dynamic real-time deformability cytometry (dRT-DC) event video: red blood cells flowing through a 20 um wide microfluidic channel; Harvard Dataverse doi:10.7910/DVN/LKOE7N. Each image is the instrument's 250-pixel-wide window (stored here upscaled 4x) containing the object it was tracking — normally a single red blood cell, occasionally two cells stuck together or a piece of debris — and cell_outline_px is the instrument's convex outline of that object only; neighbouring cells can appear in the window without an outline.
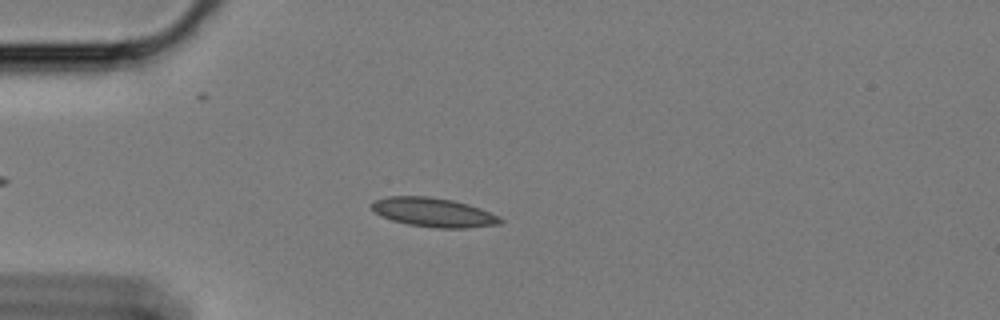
{"species": "Egyptian fruit bat (a non-hibernating species)", "species_latin": "Rousettus aegyptiacus", "temperature_condition": "cold", "stored_images_in_passage": 41, "camera_frame_rate_fps": 3000, "um_per_image_px": 0.085, "animal": {"sex": "female"}, "frame": {"image": 1, "passage_image": 15, "time_ms": 4.667, "image_size_px": [1000, 320], "cell_outline_px": [[504, 220], [500, 224], [468, 228], [436, 228], [408, 224], [392, 220], [372, 212], [368, 204], [376, 200], [388, 196], [428, 196], [452, 200], [468, 204], [480, 208], [500, 216]], "centroid_in_image_um": [36.83, 18.05], "position_along_channel_um": 48.2, "area_um2": 22.02}}
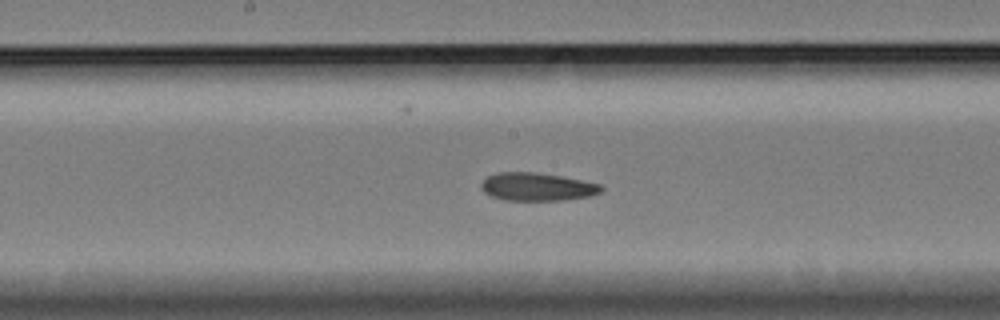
{"frame": {"image": 2, "passage_image": 30, "time_ms": 9.667, "image_size_px": [1000, 320], "cell_outline_px": [[604, 188], [600, 192], [592, 196], [560, 200], [504, 200], [492, 196], [484, 192], [480, 188], [480, 184], [488, 176], [496, 172], [536, 172], [560, 176], [600, 184]], "centroid_in_image_um": [45.63, 15.87], "position_along_channel_um": 202.6, "area_um2": 19.54}}
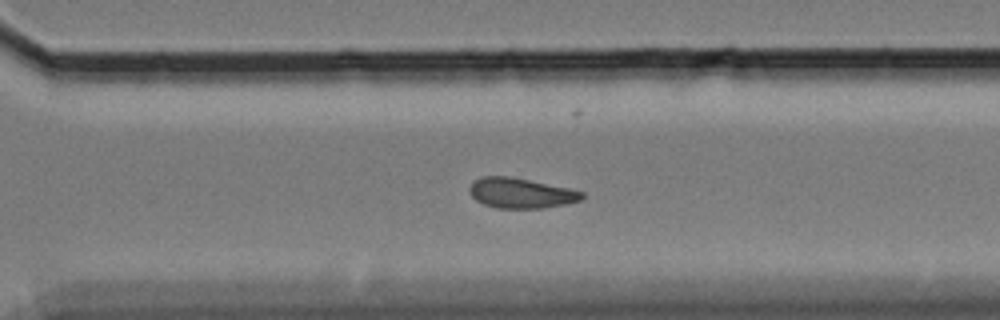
{"frame": {"image": 3, "passage_image": 41, "time_ms": 13.333, "image_size_px": [1000, 320], "cell_outline_px": [[584, 196], [580, 200], [564, 204], [544, 208], [496, 208], [484, 204], [476, 200], [468, 192], [468, 188], [472, 180], [484, 176], [508, 176], [568, 188], [584, 192]], "centroid_in_image_um": [44.22, 16.41], "position_along_channel_um": 326.4, "area_um2": 19.71}}